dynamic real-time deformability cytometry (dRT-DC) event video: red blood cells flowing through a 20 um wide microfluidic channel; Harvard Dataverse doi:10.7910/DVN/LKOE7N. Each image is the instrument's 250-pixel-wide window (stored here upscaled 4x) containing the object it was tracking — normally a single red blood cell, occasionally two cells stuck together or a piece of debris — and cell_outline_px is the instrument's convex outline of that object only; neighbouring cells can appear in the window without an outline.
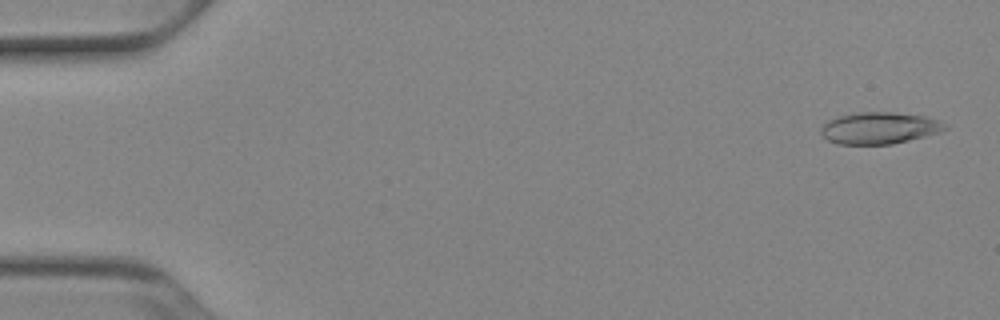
{"species": "Egyptian fruit bat (a non-hibernating species)", "species_latin": "Rousettus aegyptiacus", "temperature_condition": "cold", "stored_images_in_passage": 10, "camera_frame_rate_fps": 3000, "um_per_image_px": 0.085, "animal": {"sex": "female"}, "frame": {"image": 1, "passage_image": 2, "time_ms": 0.333, "image_size_px": [1000, 320], "cell_outline_px": [[948, 128], [940, 132], [892, 144], [836, 144], [828, 140], [820, 132], [820, 128], [828, 120], [840, 116], [860, 112], [892, 112], [928, 116], [940, 120], [948, 124]], "centroid_in_image_um": [74.78, 10.88], "position_along_channel_um": 10.2, "area_um2": 23.0}}